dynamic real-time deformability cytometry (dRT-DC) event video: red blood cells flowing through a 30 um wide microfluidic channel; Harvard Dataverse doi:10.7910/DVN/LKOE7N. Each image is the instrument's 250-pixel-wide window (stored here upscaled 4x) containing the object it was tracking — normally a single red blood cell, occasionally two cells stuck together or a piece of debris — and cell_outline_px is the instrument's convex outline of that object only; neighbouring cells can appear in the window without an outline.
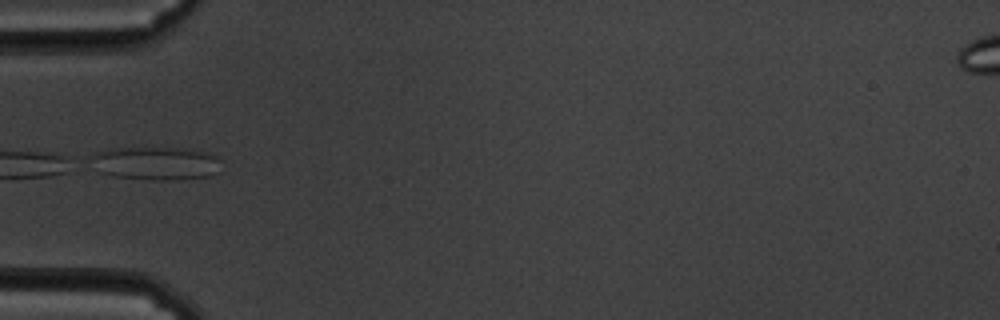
{"species": "common noctule bat (a hibernating species)", "species_latin": "Nyctalus noctula", "temperature_condition": "cold", "stored_images_in_passage": 7, "camera_frame_rate_fps": 3000, "um_per_image_px": 0.085, "animal": {"sex": "male", "body_mass_g": 19.5, "forearm_length_mm": 54.6}, "frame": {"image": 1, "passage_image": 1, "time_ms": 0.0, "image_size_px": [1000, 320], "cell_outline_px": [[220, 172], [212, 176], [176, 180], [152, 180], [112, 176], [100, 172], [88, 156], [92, 152], [112, 148], [188, 148], [204, 152], [216, 156], [220, 160]], "centroid_in_image_um": [13.25, 13.88], "position_along_channel_um": 71.7, "area_um2": 25.66}}
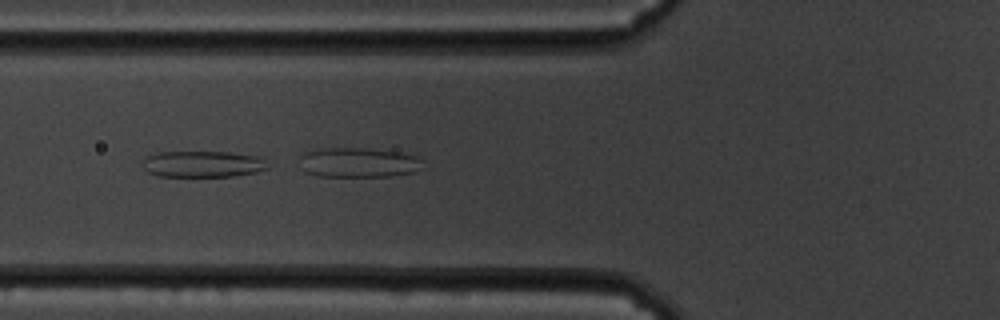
{"frame": {"image": 2, "passage_image": 3, "time_ms": 0.667, "image_size_px": [1000, 320], "cell_outline_px": [[268, 168], [256, 172], [232, 176], [156, 176], [148, 172], [144, 168], [144, 160], [148, 156], [160, 152], [228, 152], [260, 156], [264, 160]], "centroid_in_image_um": [17.25, 13.94], "position_along_channel_um": 108.5, "area_um2": 19.02}}